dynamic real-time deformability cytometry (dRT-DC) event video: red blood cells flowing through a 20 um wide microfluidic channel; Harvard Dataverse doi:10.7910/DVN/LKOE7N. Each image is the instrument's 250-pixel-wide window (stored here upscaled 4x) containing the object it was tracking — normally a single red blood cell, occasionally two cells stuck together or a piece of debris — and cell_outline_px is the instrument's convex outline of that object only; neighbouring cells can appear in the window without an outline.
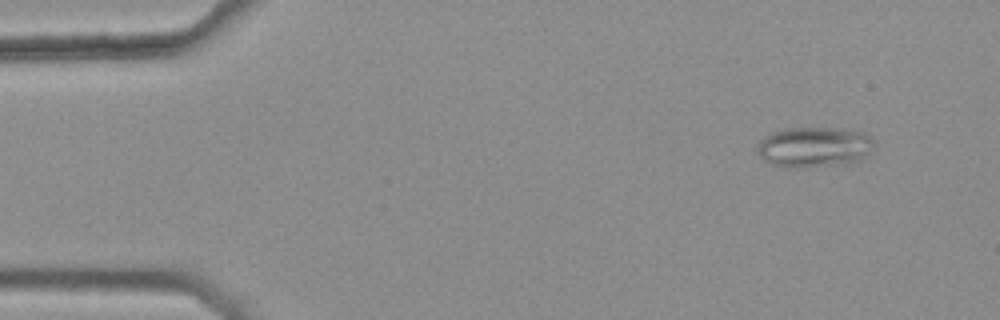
{"species": "common noctule bat (a hibernating species)", "species_latin": "Nyctalus noctula", "temperature_condition": "warm", "stored_images_in_passage": 4, "camera_frame_rate_fps": 3000, "um_per_image_px": 0.085, "animal": {"sex": "female", "body_mass_g": 25.1}, "frame": {"image": 1, "passage_image": 1, "time_ms": 0.0, "image_size_px": [1000, 320], "cell_outline_px": [[876, 148], [860, 160], [848, 164], [804, 168], [788, 168], [772, 164], [764, 160], [756, 152], [760, 140], [764, 136], [772, 132], [784, 128], [832, 128], [864, 132], [876, 140]], "centroid_in_image_um": [69.25, 12.51], "position_along_channel_um": 15.8, "area_um2": 28.15}}